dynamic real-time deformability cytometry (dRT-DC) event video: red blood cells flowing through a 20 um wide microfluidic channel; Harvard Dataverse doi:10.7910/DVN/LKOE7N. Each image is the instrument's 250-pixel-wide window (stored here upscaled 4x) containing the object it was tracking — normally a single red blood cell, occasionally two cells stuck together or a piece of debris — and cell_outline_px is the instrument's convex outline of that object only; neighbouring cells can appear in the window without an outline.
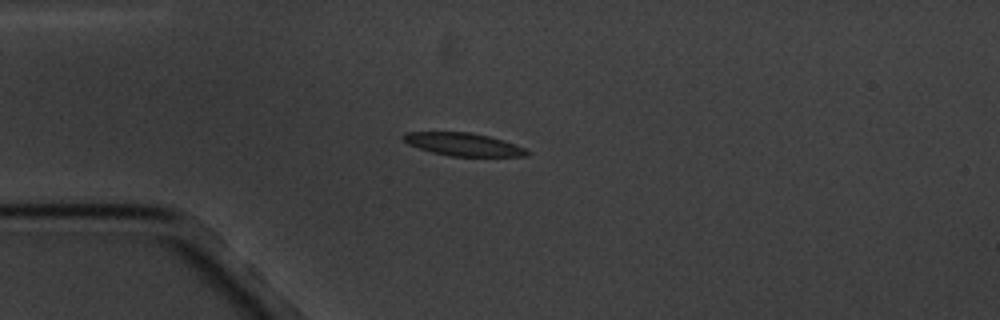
{"species": "common noctule bat (a hibernating species)", "species_latin": "Nyctalus noctula", "temperature_condition": "cold", "stored_images_in_passage": 6, "camera_frame_rate_fps": 3000, "um_per_image_px": 0.085, "animal": {"sex": "male", "body_mass_g": 20.1, "forearm_length_mm": 53.5}, "frame": {"image": 1, "passage_image": 4, "time_ms": 3.667, "image_size_px": [1000, 320], "cell_outline_px": [[532, 152], [528, 156], [448, 156], [432, 152], [408, 144], [400, 136], [404, 132], [468, 132], [488, 136], [516, 144]], "centroid_in_image_um": [39.38, 12.27], "position_along_channel_um": 45.6, "area_um2": 16.47}}
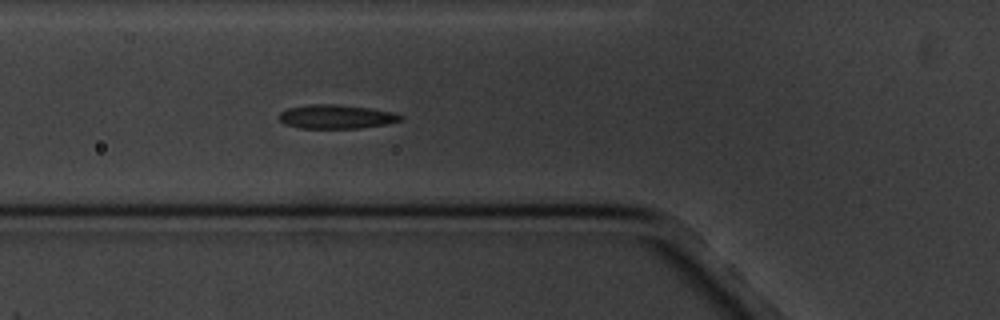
{"frame": {"image": 2, "passage_image": 6, "time_ms": 5.667, "image_size_px": [1000, 320], "cell_outline_px": [[404, 116], [400, 120], [388, 124], [360, 128], [300, 128], [284, 124], [280, 120], [280, 112], [288, 108], [312, 104], [336, 104], [368, 108], [396, 112]], "centroid_in_image_um": [28.61, 9.92], "position_along_channel_um": 97.2, "area_um2": 16.94}}